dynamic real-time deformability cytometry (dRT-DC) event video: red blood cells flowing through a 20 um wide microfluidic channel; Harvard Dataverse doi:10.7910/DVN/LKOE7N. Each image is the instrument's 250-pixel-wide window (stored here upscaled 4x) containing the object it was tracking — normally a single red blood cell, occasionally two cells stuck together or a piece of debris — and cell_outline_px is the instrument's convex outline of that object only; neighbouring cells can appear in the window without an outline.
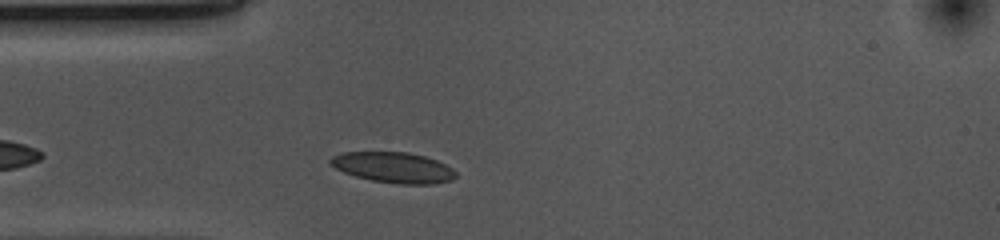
{"species": "common noctule bat (a hibernating species)", "species_latin": "Nyctalus noctula", "temperature_condition": "cold", "stored_images_in_passage": 32, "camera_frame_rate_fps": 3000, "um_per_image_px": 0.085, "animal": {"sex": "female", "body_mass_g": 10.0, "forearm_length_mm": 53.1}, "frame": {"image": 1, "passage_image": 6, "time_ms": 1.667, "image_size_px": [1000, 240], "cell_outline_px": [[456, 176], [452, 180], [432, 184], [400, 184], [372, 180], [356, 176], [344, 172], [328, 164], [328, 160], [332, 156], [344, 152], [408, 152], [424, 156], [436, 160], [452, 168], [456, 172]], "centroid_in_image_um": [33.43, 14.23], "position_along_channel_um": 51.6, "area_um2": 22.31}}
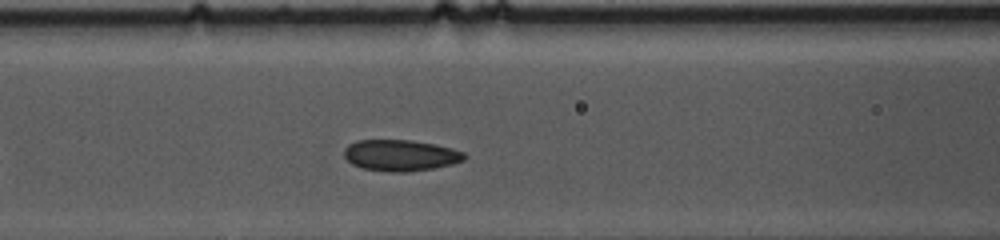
{"frame": {"image": 2, "passage_image": 13, "time_ms": 4.0, "image_size_px": [1000, 240], "cell_outline_px": [[468, 156], [464, 160], [452, 164], [432, 168], [404, 172], [392, 172], [364, 168], [352, 164], [344, 156], [344, 148], [348, 144], [356, 140], [412, 140], [436, 144], [452, 148], [464, 152]], "centroid_in_image_um": [34.06, 13.19], "position_along_channel_um": 132.5, "area_um2": 21.91}}
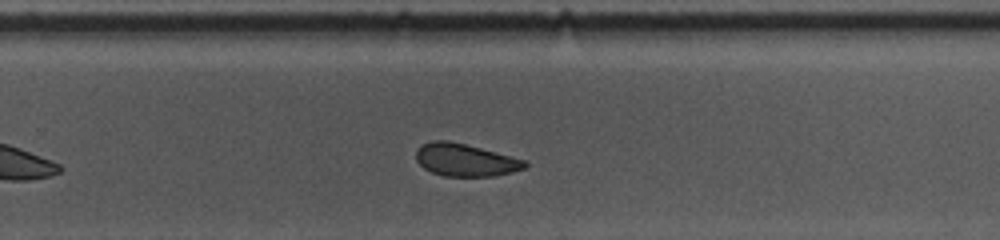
{"frame": {"image": 3, "passage_image": 26, "time_ms": 8.333, "image_size_px": [1000, 240], "cell_outline_px": [[528, 164], [524, 168], [512, 172], [492, 176], [444, 176], [432, 172], [424, 168], [416, 160], [416, 148], [420, 144], [432, 140], [448, 140], [528, 160]], "centroid_in_image_um": [39.53, 13.59], "position_along_channel_um": 290.3, "area_um2": 20.69}, "authors_computed_cell_mechanics": {"area_um2": 21.4727, "velocity_mm_per_s": 3.641, "shape_relaxation_time_tau1_ms": 3.2682, "shape_relaxation_time_tau2_ms": 2.2024, "deformation_change_tau1": 0.0756, "deformation_change_tau2": 0.0747}}